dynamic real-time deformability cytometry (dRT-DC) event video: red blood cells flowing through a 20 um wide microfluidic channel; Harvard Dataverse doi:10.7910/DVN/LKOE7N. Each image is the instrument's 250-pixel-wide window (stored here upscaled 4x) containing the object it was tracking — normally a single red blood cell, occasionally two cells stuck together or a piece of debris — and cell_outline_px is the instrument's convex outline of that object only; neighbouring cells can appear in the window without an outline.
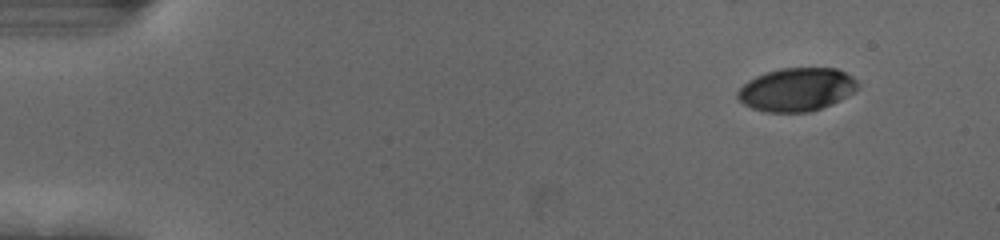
{"species": "human", "species_latin": "Homo sapiens", "temperature_condition": "cold", "stored_images_in_passage": 51, "camera_frame_rate_fps": 3000, "um_per_image_px": 0.085, "donor": {"sex": "female"}, "frame": {"image": 1, "passage_image": 1, "time_ms": 0.0, "image_size_px": [1000, 240], "cell_outline_px": [[860, 84], [852, 92], [840, 100], [832, 104], [808, 112], [764, 112], [752, 108], [744, 104], [736, 96], [736, 92], [748, 80], [756, 76], [780, 68], [836, 68], [852, 76]], "centroid_in_image_um": [67.7, 7.61], "position_along_channel_um": 17.3, "area_um2": 30.17}}
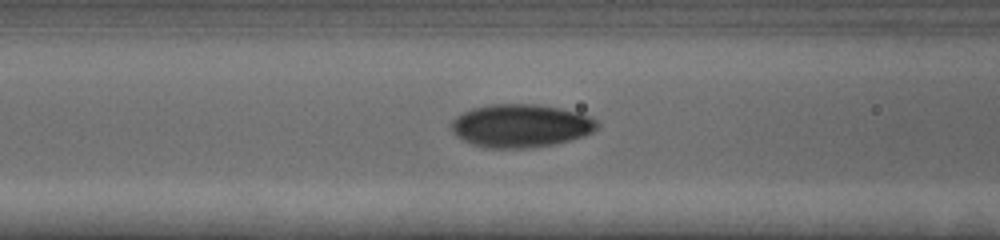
{"frame": {"image": 2, "passage_image": 19, "time_ms": 6.0, "image_size_px": [1000, 240], "cell_outline_px": [[600, 124], [592, 132], [584, 136], [552, 144], [532, 148], [488, 148], [472, 144], [456, 136], [452, 132], [452, 120], [456, 116], [472, 108], [488, 104], [536, 104], [560, 108], [576, 112], [588, 116], [596, 120]], "centroid_in_image_um": [44.24, 10.69], "position_along_channel_um": 122.4, "area_um2": 36.59}}
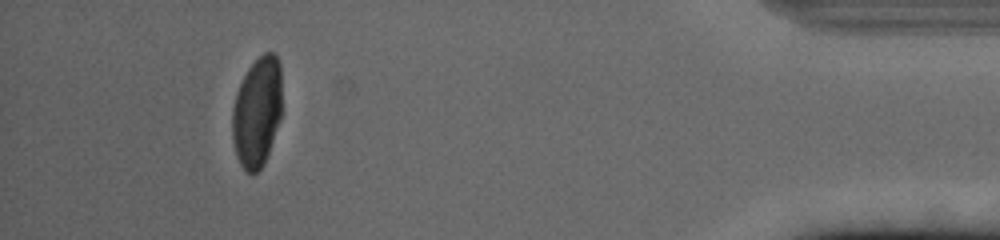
{"frame": {"image": 3, "passage_image": 47, "time_ms": 15.333, "image_size_px": [1000, 240], "cell_outline_px": [[280, 120], [264, 164], [252, 176], [244, 172], [236, 156], [232, 140], [232, 108], [236, 92], [248, 68], [264, 52], [272, 52], [280, 60]], "centroid_in_image_um": [21.82, 9.56], "position_along_channel_um": 413.4, "area_um2": 31.96}, "authors_computed_cell_mechanics": {"area_um2": 33.9286, "velocity_mm_per_s": 3.7086, "shape_relaxation_time_tau1_ms": 4.3621, "shape_relaxation_time_tau2_ms": null, "deformation_change_tau1": 0.186, "deformation_change_tau2": null}}